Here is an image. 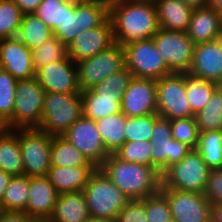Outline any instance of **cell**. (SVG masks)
Segmentation results:
<instances>
[{"mask_svg":"<svg viewBox=\"0 0 222 222\" xmlns=\"http://www.w3.org/2000/svg\"><path fill=\"white\" fill-rule=\"evenodd\" d=\"M94 165L62 135L53 136L51 144V167H76Z\"/></svg>","mask_w":222,"mask_h":222,"instance_id":"f1b7e54d","label":"cell"},{"mask_svg":"<svg viewBox=\"0 0 222 222\" xmlns=\"http://www.w3.org/2000/svg\"><path fill=\"white\" fill-rule=\"evenodd\" d=\"M187 73L220 85L222 83V41L218 38L196 44L192 64Z\"/></svg>","mask_w":222,"mask_h":222,"instance_id":"ffe728a7","label":"cell"},{"mask_svg":"<svg viewBox=\"0 0 222 222\" xmlns=\"http://www.w3.org/2000/svg\"><path fill=\"white\" fill-rule=\"evenodd\" d=\"M159 26L169 31L186 32L192 10L180 0H154Z\"/></svg>","mask_w":222,"mask_h":222,"instance_id":"484cf974","label":"cell"},{"mask_svg":"<svg viewBox=\"0 0 222 222\" xmlns=\"http://www.w3.org/2000/svg\"><path fill=\"white\" fill-rule=\"evenodd\" d=\"M170 124L174 140L186 144L191 149H196L200 131L195 117L172 119Z\"/></svg>","mask_w":222,"mask_h":222,"instance_id":"f35d334b","label":"cell"},{"mask_svg":"<svg viewBox=\"0 0 222 222\" xmlns=\"http://www.w3.org/2000/svg\"><path fill=\"white\" fill-rule=\"evenodd\" d=\"M17 80L0 68V121L5 125L13 115Z\"/></svg>","mask_w":222,"mask_h":222,"instance_id":"8d00e7d4","label":"cell"},{"mask_svg":"<svg viewBox=\"0 0 222 222\" xmlns=\"http://www.w3.org/2000/svg\"><path fill=\"white\" fill-rule=\"evenodd\" d=\"M121 111L127 117L157 114V80L133 77L122 97Z\"/></svg>","mask_w":222,"mask_h":222,"instance_id":"e0dca14e","label":"cell"},{"mask_svg":"<svg viewBox=\"0 0 222 222\" xmlns=\"http://www.w3.org/2000/svg\"><path fill=\"white\" fill-rule=\"evenodd\" d=\"M29 177L12 176L0 202V210L24 212L29 197Z\"/></svg>","mask_w":222,"mask_h":222,"instance_id":"4dcf8cb0","label":"cell"},{"mask_svg":"<svg viewBox=\"0 0 222 222\" xmlns=\"http://www.w3.org/2000/svg\"><path fill=\"white\" fill-rule=\"evenodd\" d=\"M29 197L25 213L33 220H48L58 196L47 176L29 177Z\"/></svg>","mask_w":222,"mask_h":222,"instance_id":"44dd1931","label":"cell"},{"mask_svg":"<svg viewBox=\"0 0 222 222\" xmlns=\"http://www.w3.org/2000/svg\"><path fill=\"white\" fill-rule=\"evenodd\" d=\"M151 166L161 175L180 162L192 149L172 138L170 120L159 116L153 126Z\"/></svg>","mask_w":222,"mask_h":222,"instance_id":"7c38bea8","label":"cell"},{"mask_svg":"<svg viewBox=\"0 0 222 222\" xmlns=\"http://www.w3.org/2000/svg\"><path fill=\"white\" fill-rule=\"evenodd\" d=\"M62 136L98 168L110 154L103 145L96 122L83 115Z\"/></svg>","mask_w":222,"mask_h":222,"instance_id":"9a60e30c","label":"cell"},{"mask_svg":"<svg viewBox=\"0 0 222 222\" xmlns=\"http://www.w3.org/2000/svg\"><path fill=\"white\" fill-rule=\"evenodd\" d=\"M146 207L148 222H171L172 215L166 196L159 191L141 199Z\"/></svg>","mask_w":222,"mask_h":222,"instance_id":"b9f144b4","label":"cell"},{"mask_svg":"<svg viewBox=\"0 0 222 222\" xmlns=\"http://www.w3.org/2000/svg\"><path fill=\"white\" fill-rule=\"evenodd\" d=\"M113 44H115L113 26L108 18L101 26L78 34L67 46V55L77 63L94 57Z\"/></svg>","mask_w":222,"mask_h":222,"instance_id":"ac0fdd59","label":"cell"},{"mask_svg":"<svg viewBox=\"0 0 222 222\" xmlns=\"http://www.w3.org/2000/svg\"><path fill=\"white\" fill-rule=\"evenodd\" d=\"M175 222H211V203L204 194L183 192L173 188H161Z\"/></svg>","mask_w":222,"mask_h":222,"instance_id":"5bb4252c","label":"cell"},{"mask_svg":"<svg viewBox=\"0 0 222 222\" xmlns=\"http://www.w3.org/2000/svg\"><path fill=\"white\" fill-rule=\"evenodd\" d=\"M45 94V89L35 77L17 80L13 115L5 124V128L38 127L41 123Z\"/></svg>","mask_w":222,"mask_h":222,"instance_id":"8992f818","label":"cell"},{"mask_svg":"<svg viewBox=\"0 0 222 222\" xmlns=\"http://www.w3.org/2000/svg\"><path fill=\"white\" fill-rule=\"evenodd\" d=\"M23 14L35 13L42 0H13Z\"/></svg>","mask_w":222,"mask_h":222,"instance_id":"7dc6e473","label":"cell"},{"mask_svg":"<svg viewBox=\"0 0 222 222\" xmlns=\"http://www.w3.org/2000/svg\"><path fill=\"white\" fill-rule=\"evenodd\" d=\"M12 178V175L0 169V202L4 196V192Z\"/></svg>","mask_w":222,"mask_h":222,"instance_id":"681fc988","label":"cell"},{"mask_svg":"<svg viewBox=\"0 0 222 222\" xmlns=\"http://www.w3.org/2000/svg\"><path fill=\"white\" fill-rule=\"evenodd\" d=\"M219 85L185 73V91L191 105L192 112L197 114L209 102L212 93Z\"/></svg>","mask_w":222,"mask_h":222,"instance_id":"d6a6232c","label":"cell"},{"mask_svg":"<svg viewBox=\"0 0 222 222\" xmlns=\"http://www.w3.org/2000/svg\"><path fill=\"white\" fill-rule=\"evenodd\" d=\"M23 12L13 0L0 2V39L17 37Z\"/></svg>","mask_w":222,"mask_h":222,"instance_id":"d590c367","label":"cell"},{"mask_svg":"<svg viewBox=\"0 0 222 222\" xmlns=\"http://www.w3.org/2000/svg\"><path fill=\"white\" fill-rule=\"evenodd\" d=\"M221 14L209 7L192 10L186 34L193 43L214 41L220 37Z\"/></svg>","mask_w":222,"mask_h":222,"instance_id":"7402d4cb","label":"cell"},{"mask_svg":"<svg viewBox=\"0 0 222 222\" xmlns=\"http://www.w3.org/2000/svg\"><path fill=\"white\" fill-rule=\"evenodd\" d=\"M210 168L200 154L192 149L180 162L169 167L162 176L161 188L204 194Z\"/></svg>","mask_w":222,"mask_h":222,"instance_id":"52a82bcc","label":"cell"},{"mask_svg":"<svg viewBox=\"0 0 222 222\" xmlns=\"http://www.w3.org/2000/svg\"><path fill=\"white\" fill-rule=\"evenodd\" d=\"M95 165L76 167H50L46 175L58 194L83 191L91 175L97 170Z\"/></svg>","mask_w":222,"mask_h":222,"instance_id":"603a6c76","label":"cell"},{"mask_svg":"<svg viewBox=\"0 0 222 222\" xmlns=\"http://www.w3.org/2000/svg\"><path fill=\"white\" fill-rule=\"evenodd\" d=\"M116 222H148L144 202L130 200L119 212Z\"/></svg>","mask_w":222,"mask_h":222,"instance_id":"ee69618b","label":"cell"},{"mask_svg":"<svg viewBox=\"0 0 222 222\" xmlns=\"http://www.w3.org/2000/svg\"><path fill=\"white\" fill-rule=\"evenodd\" d=\"M52 135L37 128H19V143L24 175L46 176L51 167Z\"/></svg>","mask_w":222,"mask_h":222,"instance_id":"ba28073f","label":"cell"},{"mask_svg":"<svg viewBox=\"0 0 222 222\" xmlns=\"http://www.w3.org/2000/svg\"><path fill=\"white\" fill-rule=\"evenodd\" d=\"M204 196L211 204L222 203V168L210 170Z\"/></svg>","mask_w":222,"mask_h":222,"instance_id":"f6af8a7d","label":"cell"},{"mask_svg":"<svg viewBox=\"0 0 222 222\" xmlns=\"http://www.w3.org/2000/svg\"><path fill=\"white\" fill-rule=\"evenodd\" d=\"M101 140L109 153H115L126 142V115L121 111L95 121Z\"/></svg>","mask_w":222,"mask_h":222,"instance_id":"83f0119b","label":"cell"},{"mask_svg":"<svg viewBox=\"0 0 222 222\" xmlns=\"http://www.w3.org/2000/svg\"><path fill=\"white\" fill-rule=\"evenodd\" d=\"M157 114L169 120L195 117L185 91V73L173 72L157 80Z\"/></svg>","mask_w":222,"mask_h":222,"instance_id":"8fae6325","label":"cell"},{"mask_svg":"<svg viewBox=\"0 0 222 222\" xmlns=\"http://www.w3.org/2000/svg\"><path fill=\"white\" fill-rule=\"evenodd\" d=\"M85 222H111V221L103 220V219L90 218L89 220H86Z\"/></svg>","mask_w":222,"mask_h":222,"instance_id":"f5cc1de1","label":"cell"},{"mask_svg":"<svg viewBox=\"0 0 222 222\" xmlns=\"http://www.w3.org/2000/svg\"><path fill=\"white\" fill-rule=\"evenodd\" d=\"M67 0H42L35 14L52 29L55 34V26H61L64 18V3Z\"/></svg>","mask_w":222,"mask_h":222,"instance_id":"7bdbcfd3","label":"cell"},{"mask_svg":"<svg viewBox=\"0 0 222 222\" xmlns=\"http://www.w3.org/2000/svg\"><path fill=\"white\" fill-rule=\"evenodd\" d=\"M35 78L45 89V92L81 93L78 85L77 65L68 55L63 60L39 68Z\"/></svg>","mask_w":222,"mask_h":222,"instance_id":"2e32d148","label":"cell"},{"mask_svg":"<svg viewBox=\"0 0 222 222\" xmlns=\"http://www.w3.org/2000/svg\"><path fill=\"white\" fill-rule=\"evenodd\" d=\"M199 131L222 130V88L219 86L207 105L195 114Z\"/></svg>","mask_w":222,"mask_h":222,"instance_id":"836d02e7","label":"cell"},{"mask_svg":"<svg viewBox=\"0 0 222 222\" xmlns=\"http://www.w3.org/2000/svg\"><path fill=\"white\" fill-rule=\"evenodd\" d=\"M183 4L191 9L203 8L206 6L207 0H180Z\"/></svg>","mask_w":222,"mask_h":222,"instance_id":"f907efd6","label":"cell"},{"mask_svg":"<svg viewBox=\"0 0 222 222\" xmlns=\"http://www.w3.org/2000/svg\"><path fill=\"white\" fill-rule=\"evenodd\" d=\"M99 168L129 200L144 199L161 189L162 176L155 168L123 161L114 153Z\"/></svg>","mask_w":222,"mask_h":222,"instance_id":"7a4b0ae2","label":"cell"},{"mask_svg":"<svg viewBox=\"0 0 222 222\" xmlns=\"http://www.w3.org/2000/svg\"><path fill=\"white\" fill-rule=\"evenodd\" d=\"M206 7L222 14V0H207Z\"/></svg>","mask_w":222,"mask_h":222,"instance_id":"816d5d0a","label":"cell"},{"mask_svg":"<svg viewBox=\"0 0 222 222\" xmlns=\"http://www.w3.org/2000/svg\"><path fill=\"white\" fill-rule=\"evenodd\" d=\"M0 68L16 80L35 77L32 52L18 37L0 39Z\"/></svg>","mask_w":222,"mask_h":222,"instance_id":"d6986e66","label":"cell"},{"mask_svg":"<svg viewBox=\"0 0 222 222\" xmlns=\"http://www.w3.org/2000/svg\"><path fill=\"white\" fill-rule=\"evenodd\" d=\"M126 67L133 77L159 80L173 73L158 52L153 38L125 45Z\"/></svg>","mask_w":222,"mask_h":222,"instance_id":"30bf717a","label":"cell"},{"mask_svg":"<svg viewBox=\"0 0 222 222\" xmlns=\"http://www.w3.org/2000/svg\"><path fill=\"white\" fill-rule=\"evenodd\" d=\"M210 216H211V222H222V203L211 204Z\"/></svg>","mask_w":222,"mask_h":222,"instance_id":"c3c4849f","label":"cell"},{"mask_svg":"<svg viewBox=\"0 0 222 222\" xmlns=\"http://www.w3.org/2000/svg\"><path fill=\"white\" fill-rule=\"evenodd\" d=\"M53 36L48 27L35 13L23 14L17 37L29 48L40 46Z\"/></svg>","mask_w":222,"mask_h":222,"instance_id":"f546056e","label":"cell"},{"mask_svg":"<svg viewBox=\"0 0 222 222\" xmlns=\"http://www.w3.org/2000/svg\"><path fill=\"white\" fill-rule=\"evenodd\" d=\"M152 144L149 141L125 142L114 154L123 161L151 166Z\"/></svg>","mask_w":222,"mask_h":222,"instance_id":"ab89813d","label":"cell"},{"mask_svg":"<svg viewBox=\"0 0 222 222\" xmlns=\"http://www.w3.org/2000/svg\"><path fill=\"white\" fill-rule=\"evenodd\" d=\"M81 91L93 89L110 75L126 66L124 48L115 43L92 58L76 63Z\"/></svg>","mask_w":222,"mask_h":222,"instance_id":"9c48e42d","label":"cell"},{"mask_svg":"<svg viewBox=\"0 0 222 222\" xmlns=\"http://www.w3.org/2000/svg\"><path fill=\"white\" fill-rule=\"evenodd\" d=\"M82 115L81 93L46 92L37 128L52 136L63 135Z\"/></svg>","mask_w":222,"mask_h":222,"instance_id":"5b68a950","label":"cell"},{"mask_svg":"<svg viewBox=\"0 0 222 222\" xmlns=\"http://www.w3.org/2000/svg\"><path fill=\"white\" fill-rule=\"evenodd\" d=\"M25 212L0 210V222H33Z\"/></svg>","mask_w":222,"mask_h":222,"instance_id":"bcb514c9","label":"cell"},{"mask_svg":"<svg viewBox=\"0 0 222 222\" xmlns=\"http://www.w3.org/2000/svg\"><path fill=\"white\" fill-rule=\"evenodd\" d=\"M0 169L12 176L24 175L19 128L0 129Z\"/></svg>","mask_w":222,"mask_h":222,"instance_id":"d4e9b609","label":"cell"},{"mask_svg":"<svg viewBox=\"0 0 222 222\" xmlns=\"http://www.w3.org/2000/svg\"><path fill=\"white\" fill-rule=\"evenodd\" d=\"M219 39L222 41V14H221V25H220V37Z\"/></svg>","mask_w":222,"mask_h":222,"instance_id":"db71d44e","label":"cell"},{"mask_svg":"<svg viewBox=\"0 0 222 222\" xmlns=\"http://www.w3.org/2000/svg\"><path fill=\"white\" fill-rule=\"evenodd\" d=\"M83 116L93 121L121 112L122 96L98 95L92 89L81 91Z\"/></svg>","mask_w":222,"mask_h":222,"instance_id":"4316f807","label":"cell"},{"mask_svg":"<svg viewBox=\"0 0 222 222\" xmlns=\"http://www.w3.org/2000/svg\"><path fill=\"white\" fill-rule=\"evenodd\" d=\"M91 218L83 191L58 194L47 222H85Z\"/></svg>","mask_w":222,"mask_h":222,"instance_id":"cb8c5ba5","label":"cell"},{"mask_svg":"<svg viewBox=\"0 0 222 222\" xmlns=\"http://www.w3.org/2000/svg\"><path fill=\"white\" fill-rule=\"evenodd\" d=\"M132 72L125 66L121 70L110 75L92 90L98 95L122 96L128 88Z\"/></svg>","mask_w":222,"mask_h":222,"instance_id":"60d3db41","label":"cell"},{"mask_svg":"<svg viewBox=\"0 0 222 222\" xmlns=\"http://www.w3.org/2000/svg\"><path fill=\"white\" fill-rule=\"evenodd\" d=\"M5 128V125L0 121V129Z\"/></svg>","mask_w":222,"mask_h":222,"instance_id":"11a10c76","label":"cell"},{"mask_svg":"<svg viewBox=\"0 0 222 222\" xmlns=\"http://www.w3.org/2000/svg\"><path fill=\"white\" fill-rule=\"evenodd\" d=\"M33 222H47V220H34Z\"/></svg>","mask_w":222,"mask_h":222,"instance_id":"9f6ffc18","label":"cell"},{"mask_svg":"<svg viewBox=\"0 0 222 222\" xmlns=\"http://www.w3.org/2000/svg\"><path fill=\"white\" fill-rule=\"evenodd\" d=\"M195 150L210 170L222 168V130L200 131Z\"/></svg>","mask_w":222,"mask_h":222,"instance_id":"1f68e13d","label":"cell"},{"mask_svg":"<svg viewBox=\"0 0 222 222\" xmlns=\"http://www.w3.org/2000/svg\"><path fill=\"white\" fill-rule=\"evenodd\" d=\"M155 46L172 72L187 73L191 67L195 44L186 32L160 28L152 37Z\"/></svg>","mask_w":222,"mask_h":222,"instance_id":"4fadbf2b","label":"cell"},{"mask_svg":"<svg viewBox=\"0 0 222 222\" xmlns=\"http://www.w3.org/2000/svg\"><path fill=\"white\" fill-rule=\"evenodd\" d=\"M158 117V114H150L139 117L126 116V142H150L151 135L153 133L154 122Z\"/></svg>","mask_w":222,"mask_h":222,"instance_id":"74e56055","label":"cell"},{"mask_svg":"<svg viewBox=\"0 0 222 222\" xmlns=\"http://www.w3.org/2000/svg\"><path fill=\"white\" fill-rule=\"evenodd\" d=\"M109 19L114 41L122 47L152 38L160 29L156 6L151 0H110Z\"/></svg>","mask_w":222,"mask_h":222,"instance_id":"6da1fadb","label":"cell"},{"mask_svg":"<svg viewBox=\"0 0 222 222\" xmlns=\"http://www.w3.org/2000/svg\"><path fill=\"white\" fill-rule=\"evenodd\" d=\"M33 66L37 71L39 68L49 63L63 60L67 56V46H65L55 35L47 39L40 46L31 50Z\"/></svg>","mask_w":222,"mask_h":222,"instance_id":"e575fe53","label":"cell"},{"mask_svg":"<svg viewBox=\"0 0 222 222\" xmlns=\"http://www.w3.org/2000/svg\"><path fill=\"white\" fill-rule=\"evenodd\" d=\"M91 218L116 222L119 212L130 201L100 168L91 175L83 189Z\"/></svg>","mask_w":222,"mask_h":222,"instance_id":"277c9868","label":"cell"},{"mask_svg":"<svg viewBox=\"0 0 222 222\" xmlns=\"http://www.w3.org/2000/svg\"><path fill=\"white\" fill-rule=\"evenodd\" d=\"M110 0H67L61 26L55 36L65 45L81 32L101 26L109 18Z\"/></svg>","mask_w":222,"mask_h":222,"instance_id":"3957f363","label":"cell"}]
</instances>
